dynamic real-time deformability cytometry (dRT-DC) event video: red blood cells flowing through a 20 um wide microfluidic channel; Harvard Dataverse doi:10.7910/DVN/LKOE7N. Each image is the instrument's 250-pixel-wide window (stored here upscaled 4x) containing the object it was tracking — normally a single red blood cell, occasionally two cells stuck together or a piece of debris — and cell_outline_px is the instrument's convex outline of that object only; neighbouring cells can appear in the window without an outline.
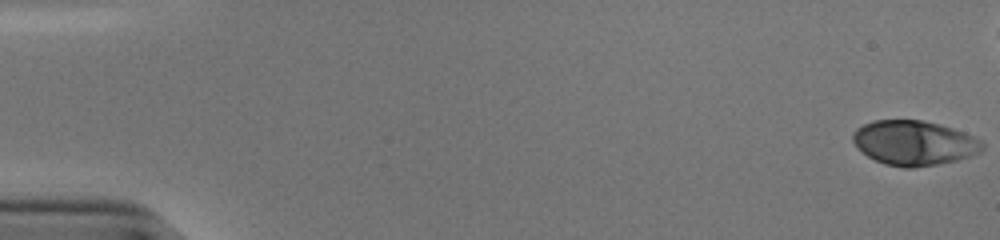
{"species": "human", "species_latin": "Homo sapiens", "temperature_condition": "cold", "stored_images_in_passage": 49, "camera_frame_rate_fps": 3000, "um_per_image_px": 0.085, "donor": {"sex": "male"}, "frame": {"image": 1, "passage_image": 1, "time_ms": 0.0, "image_size_px": [1000, 240], "cell_outline_px": [[984, 148], [980, 152], [972, 156], [956, 160], [936, 164], [912, 168], [904, 168], [884, 164], [868, 156], [856, 148], [852, 140], [852, 132], [856, 128], [872, 120], [920, 120], [940, 124], [964, 132], [980, 140], [984, 144]], "centroid_in_image_um": [77.67, 12.15], "position_along_channel_um": 7.3, "area_um2": 33.87}}
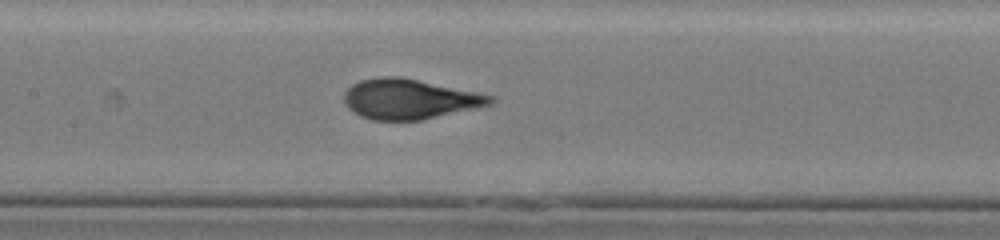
{"frame": {"image": 2, "passage_image": 27, "time_ms": 8.667, "image_size_px": [1000, 240], "cell_outline_px": [[496, 100], [492, 104], [420, 120], [372, 120], [360, 116], [348, 108], [344, 100], [344, 92], [352, 84], [360, 80], [380, 76], [400, 76], [496, 96]], "centroid_in_image_um": [34.79, 8.41], "position_along_channel_um": 172.6, "area_um2": 34.04}}
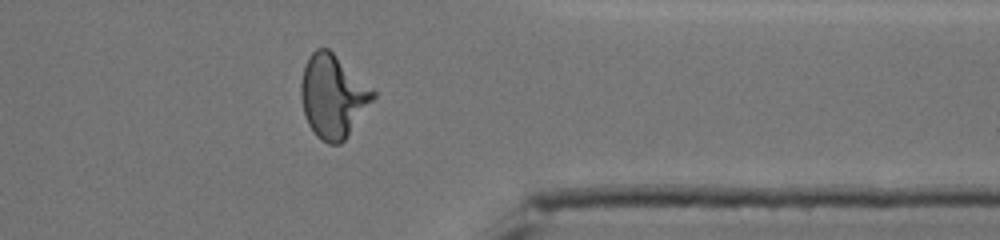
{"frame": {"image": 3, "passage_image": 44, "time_ms": 14.333, "image_size_px": [1000, 240], "cell_outline_px": [[376, 96], [344, 140], [340, 144], [328, 144], [320, 140], [316, 136], [308, 124], [304, 112], [300, 96], [300, 84], [304, 64], [308, 56], [316, 48], [328, 48], [372, 88], [376, 92]], "centroid_in_image_um": [28.27, 8.17], "position_along_channel_um": 383.1, "area_um2": 34.74}}